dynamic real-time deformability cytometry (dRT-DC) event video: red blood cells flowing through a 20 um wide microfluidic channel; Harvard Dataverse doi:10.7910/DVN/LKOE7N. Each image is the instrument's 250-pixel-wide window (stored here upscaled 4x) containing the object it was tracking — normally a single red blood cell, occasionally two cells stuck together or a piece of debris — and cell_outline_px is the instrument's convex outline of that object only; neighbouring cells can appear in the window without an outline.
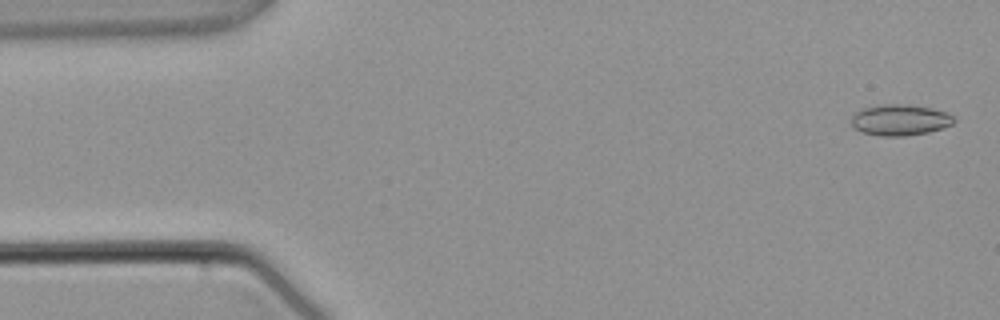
{"species": "common noctule bat (a hibernating species)", "species_latin": "Nyctalus noctula", "temperature_condition": "warm", "stored_images_in_passage": 4, "camera_frame_rate_fps": 3000, "um_per_image_px": 0.085, "animal": {"sex": "male", "body_mass_g": 21.5, "forearm_length_mm": 52.0}, "frame": {"image": 1, "passage_image": 1, "time_ms": 0.0, "image_size_px": [1000, 320], "cell_outline_px": [[956, 120], [952, 124], [928, 132], [904, 136], [880, 136], [864, 132], [856, 128], [852, 124], [852, 116], [860, 108], [884, 104], [908, 104], [932, 108], [948, 112], [956, 116]], "centroid_in_image_um": [76.54, 10.18], "position_along_channel_um": 8.5, "area_um2": 18.61}}
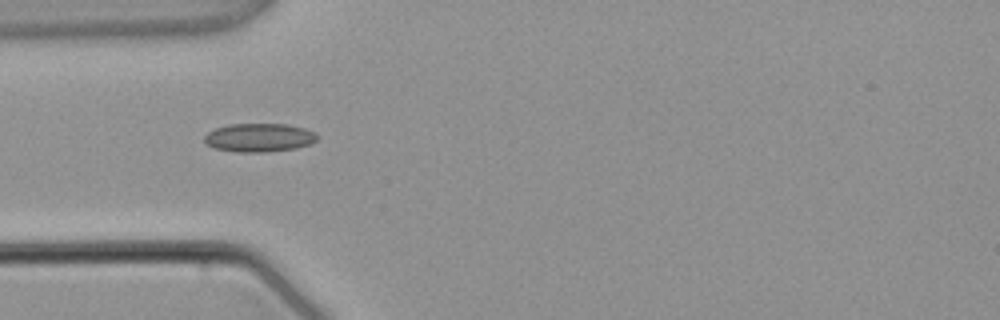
{"frame": {"image": 2, "passage_image": 4, "time_ms": 3.667, "image_size_px": [1000, 320], "cell_outline_px": [[320, 136], [312, 144], [296, 148], [264, 152], [236, 152], [212, 148], [204, 144], [204, 136], [208, 132], [216, 128], [228, 124], [288, 124], [304, 128], [316, 132]], "centroid_in_image_um": [22.03, 11.7], "position_along_channel_um": 63.0, "area_um2": 19.07}}